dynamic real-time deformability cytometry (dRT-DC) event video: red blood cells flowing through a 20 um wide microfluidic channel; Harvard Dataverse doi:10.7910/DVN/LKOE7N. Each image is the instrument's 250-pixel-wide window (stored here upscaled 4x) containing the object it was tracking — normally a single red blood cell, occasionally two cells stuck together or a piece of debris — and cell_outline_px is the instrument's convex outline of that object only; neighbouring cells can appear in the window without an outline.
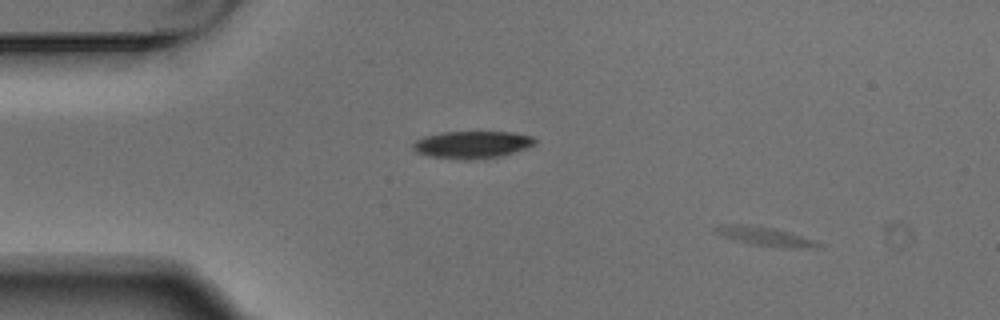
{"species": "Egyptian fruit bat (a non-hibernating species)", "species_latin": "Rousettus aegyptiacus", "temperature_condition": "warm", "stored_images_in_passage": 4, "camera_frame_rate_fps": 3000, "um_per_image_px": 0.085, "animal": {"sex": "male"}, "frame": {"image": 1, "passage_image": 1, "time_ms": 0.0, "image_size_px": [1000, 320], "cell_outline_px": [[824, 244], [816, 248], [784, 248], [752, 244], [736, 240], [724, 236], [716, 232], [712, 228], [724, 224], [744, 224], [772, 228], [788, 232]], "centroid_in_image_um": [65.04, 20.1], "position_along_channel_um": 20.0, "area_um2": 11.04}}